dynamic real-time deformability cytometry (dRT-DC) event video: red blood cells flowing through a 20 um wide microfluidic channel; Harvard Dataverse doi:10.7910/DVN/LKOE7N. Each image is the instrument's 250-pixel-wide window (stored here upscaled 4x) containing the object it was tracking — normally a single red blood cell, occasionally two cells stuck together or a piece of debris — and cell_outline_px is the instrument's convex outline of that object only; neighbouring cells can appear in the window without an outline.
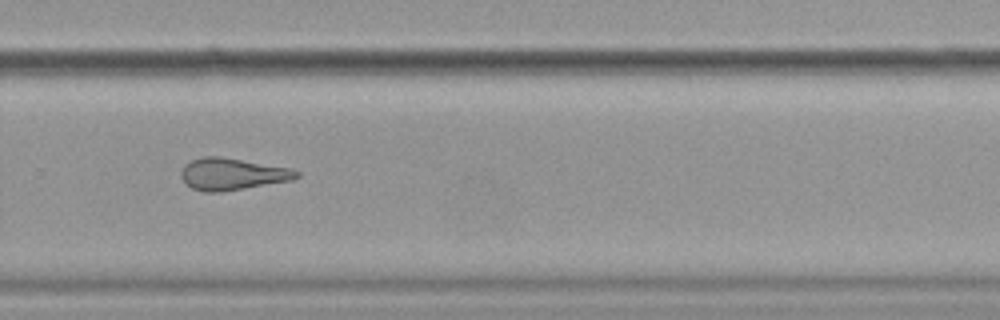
{"species": "common noctule bat (a hibernating species)", "species_latin": "Nyctalus noctula", "temperature_condition": "cold", "stored_images_in_passage": 14, "camera_frame_rate_fps": 3000, "um_per_image_px": 0.085, "animal": {"sex": "female", "body_mass_g": 19.9}, "frame": {"image": 1, "passage_image": 10, "time_ms": 11.667, "image_size_px": [1000, 320], "cell_outline_px": [[300, 176], [292, 180], [220, 192], [204, 192], [192, 188], [180, 176], [180, 172], [184, 164], [192, 160], [204, 156], [220, 156], [292, 168], [300, 172]], "centroid_in_image_um": [19.75, 14.78], "position_along_channel_um": 310.1, "area_um2": 21.44}}